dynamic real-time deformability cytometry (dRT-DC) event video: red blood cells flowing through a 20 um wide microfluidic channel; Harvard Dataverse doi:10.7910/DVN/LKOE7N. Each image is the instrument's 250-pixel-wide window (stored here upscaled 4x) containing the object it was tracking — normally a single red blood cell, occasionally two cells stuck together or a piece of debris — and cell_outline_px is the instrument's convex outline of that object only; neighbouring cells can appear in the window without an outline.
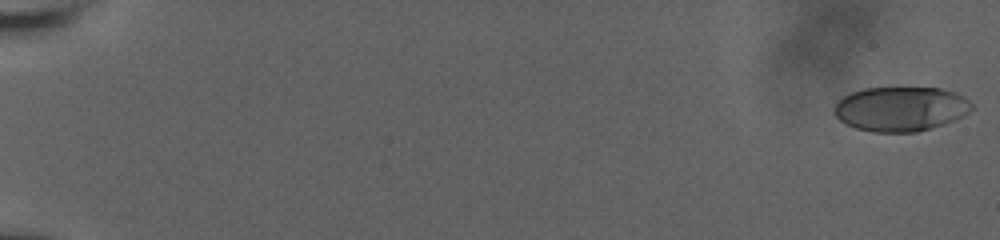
{"species": "human", "species_latin": "Homo sapiens", "temperature_condition": "room temperature", "stored_images_in_passage": 8, "camera_frame_rate_fps": 3000, "um_per_image_px": 0.085, "donor": {"sex": "male"}, "frame": {"image": 1, "passage_image": 1, "time_ms": 0.0, "image_size_px": [1000, 240], "cell_outline_px": [[972, 108], [964, 116], [944, 124], [932, 128], [916, 132], [872, 132], [856, 128], [840, 120], [836, 116], [836, 104], [844, 96], [852, 92], [864, 88], [940, 88], [956, 92], [968, 100], [972, 104]], "centroid_in_image_um": [76.59, 9.26], "position_along_channel_um": 8.4, "area_um2": 35.49}}
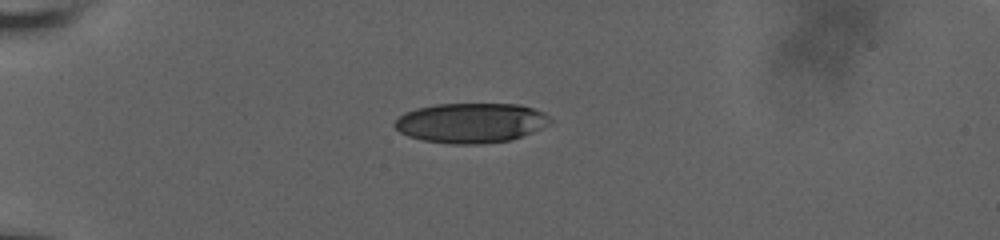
{"frame": {"image": 2, "passage_image": 7, "time_ms": 5.667, "image_size_px": [1000, 240], "cell_outline_px": [[552, 124], [512, 140], [484, 144], [452, 144], [424, 140], [408, 136], [400, 132], [392, 124], [404, 112], [416, 108], [436, 104], [520, 104], [544, 112], [552, 120]], "centroid_in_image_um": [40.05, 10.44], "position_along_channel_um": 45.0, "area_um2": 36.36}}